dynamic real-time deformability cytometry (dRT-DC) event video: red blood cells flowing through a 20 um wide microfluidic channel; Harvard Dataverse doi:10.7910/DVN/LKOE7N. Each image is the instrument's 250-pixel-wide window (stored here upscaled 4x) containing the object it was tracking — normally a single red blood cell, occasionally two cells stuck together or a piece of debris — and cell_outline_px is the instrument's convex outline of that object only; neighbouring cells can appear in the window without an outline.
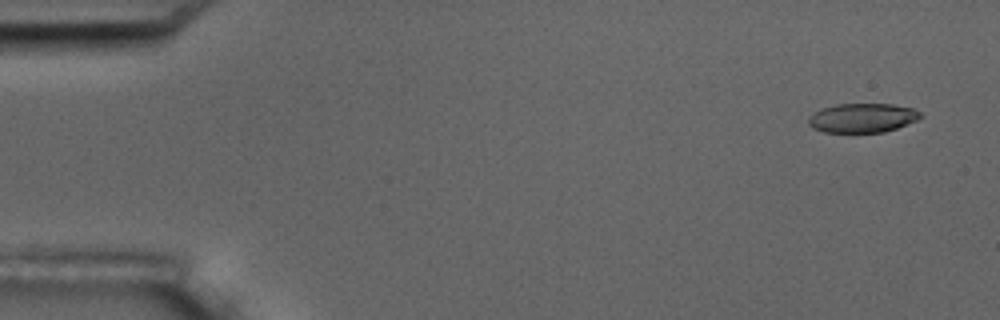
{"species": "common noctule bat (a hibernating species)", "species_latin": "Nyctalus noctula", "temperature_condition": "room temperature", "stored_images_in_passage": 5, "camera_frame_rate_fps": 3000, "um_per_image_px": 0.085, "animal": {"sex": "male", "body_mass_g": 17.5, "forearm_length_mm": 52.3}, "frame": {"image": 1, "passage_image": 1, "time_ms": 0.0, "image_size_px": [1000, 320], "cell_outline_px": [[924, 116], [916, 120], [896, 128], [884, 132], [824, 132], [812, 128], [808, 124], [808, 116], [824, 108], [836, 104], [892, 104], [912, 108], [920, 112]], "centroid_in_image_um": [73.3, 10.02], "position_along_channel_um": 11.7, "area_um2": 18.96}}
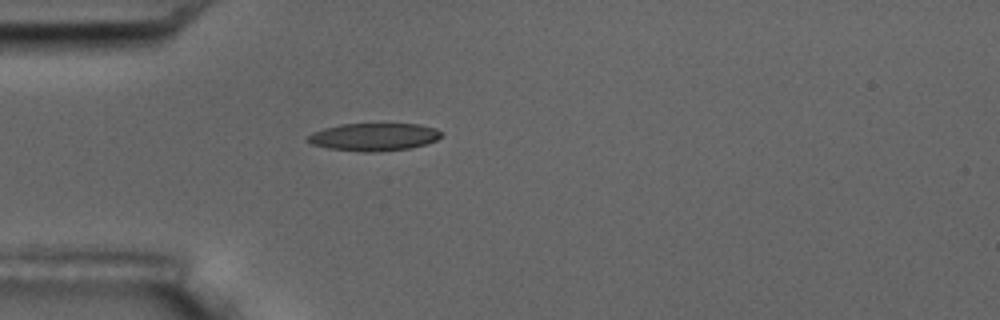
{"frame": {"image": 2, "passage_image": 5, "time_ms": 4.333, "image_size_px": [1000, 320], "cell_outline_px": [[440, 136], [436, 140], [412, 148], [372, 152], [364, 152], [328, 148], [312, 144], [304, 140], [312, 132], [324, 128], [340, 124], [420, 124], [436, 128], [440, 132]], "centroid_in_image_um": [31.74, 11.63], "position_along_channel_um": 53.3, "area_um2": 21.5}}